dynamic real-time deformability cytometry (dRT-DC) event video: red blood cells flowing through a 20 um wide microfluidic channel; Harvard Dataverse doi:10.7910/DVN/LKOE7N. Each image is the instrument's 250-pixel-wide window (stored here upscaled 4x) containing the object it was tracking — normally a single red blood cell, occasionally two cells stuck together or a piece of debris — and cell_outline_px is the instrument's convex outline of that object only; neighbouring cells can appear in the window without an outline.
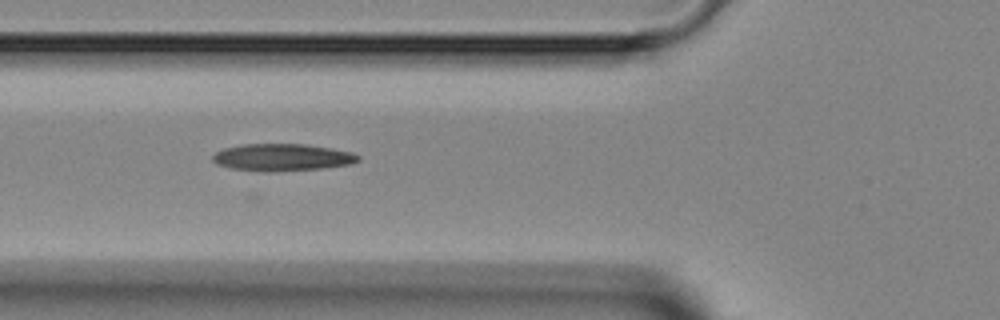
{"species": "Egyptian fruit bat (a non-hibernating species)", "species_latin": "Rousettus aegyptiacus", "temperature_condition": "room temperature", "stored_images_in_passage": 4, "camera_frame_rate_fps": 3000, "um_per_image_px": 0.085, "animal": {"sex": "female"}, "frame": {"image": 1, "passage_image": 4, "time_ms": 3.333, "image_size_px": [1000, 320], "cell_outline_px": [[360, 160], [352, 164], [320, 168], [272, 172], [264, 172], [232, 168], [216, 164], [212, 160], [212, 156], [216, 152], [224, 148], [244, 144], [304, 144], [332, 148], [352, 152], [360, 156]], "centroid_in_image_um": [23.99, 13.37], "position_along_channel_um": 101.8, "area_um2": 23.06}}